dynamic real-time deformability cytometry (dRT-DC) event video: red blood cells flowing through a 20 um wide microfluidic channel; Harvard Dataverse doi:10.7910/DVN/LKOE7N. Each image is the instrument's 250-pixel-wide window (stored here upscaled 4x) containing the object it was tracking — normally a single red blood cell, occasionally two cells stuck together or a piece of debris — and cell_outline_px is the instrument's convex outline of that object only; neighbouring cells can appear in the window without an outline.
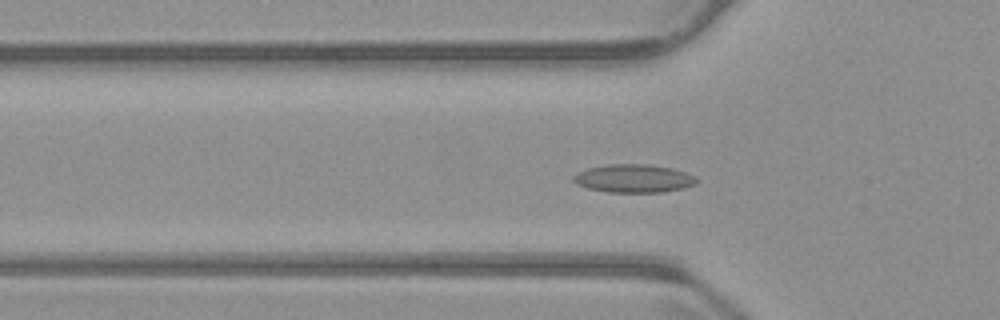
{"species": "common noctule bat (a hibernating species)", "species_latin": "Nyctalus noctula", "temperature_condition": "warm", "stored_images_in_passage": 42, "camera_frame_rate_fps": 3000, "um_per_image_px": 0.085, "animal": {"sex": "male", "body_mass_g": 23.1, "forearm_length_mm": 52.7}, "frame": {"image": 1, "passage_image": 5, "time_ms": 1.333, "image_size_px": [1000, 320], "cell_outline_px": [[700, 180], [696, 184], [684, 188], [660, 192], [608, 192], [588, 188], [576, 184], [572, 180], [572, 176], [576, 172], [588, 168], [604, 164], [648, 164], [672, 168], [696, 176]], "centroid_in_image_um": [53.85, 15.16], "position_along_channel_um": 71.9, "area_um2": 20.46}}
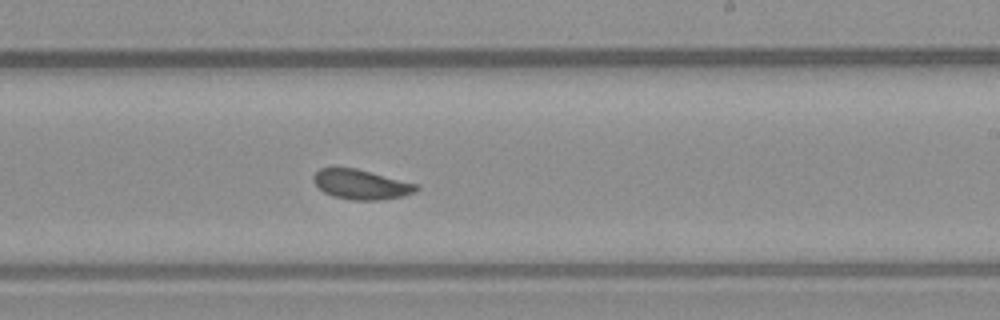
{"frame": {"image": 2, "passage_image": 20, "time_ms": 6.333, "image_size_px": [1000, 320], "cell_outline_px": [[420, 188], [416, 192], [404, 196], [380, 200], [352, 200], [332, 196], [324, 192], [312, 180], [312, 176], [320, 168], [356, 168], [420, 184]], "centroid_in_image_um": [30.75, 15.68], "position_along_channel_um": 258.3, "area_um2": 18.03}}
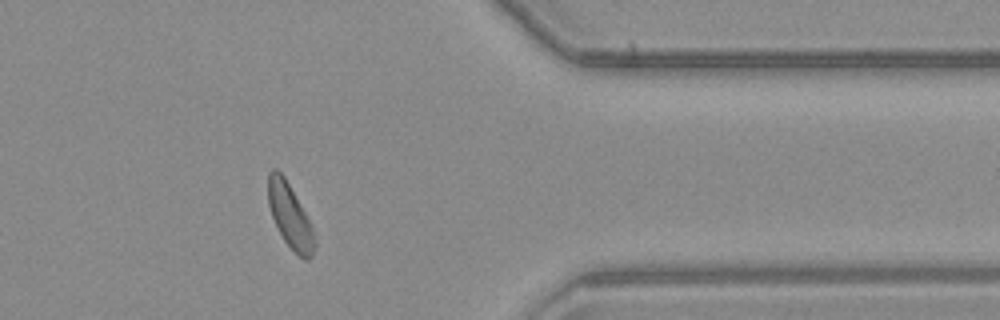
{"frame": {"image": 3, "passage_image": 32, "time_ms": 10.333, "image_size_px": [1000, 320], "cell_outline_px": [[316, 248], [312, 256], [308, 260], [304, 260], [284, 240], [272, 216], [268, 204], [268, 172], [272, 168], [276, 168], [284, 176], [312, 224], [316, 244]], "centroid_in_image_um": [24.67, 18.34], "position_along_channel_um": 386.7, "area_um2": 17.28}, "authors_computed_cell_mechanics": {"area_um2": 18.1781, "velocity_mm_per_s": 3.7125, "shape_relaxation_time_tau1_ms": 3.2642, "shape_relaxation_time_tau2_ms": 1.85, "deformation_change_tau1": 0.0641, "deformation_change_tau2": 0.0733}}